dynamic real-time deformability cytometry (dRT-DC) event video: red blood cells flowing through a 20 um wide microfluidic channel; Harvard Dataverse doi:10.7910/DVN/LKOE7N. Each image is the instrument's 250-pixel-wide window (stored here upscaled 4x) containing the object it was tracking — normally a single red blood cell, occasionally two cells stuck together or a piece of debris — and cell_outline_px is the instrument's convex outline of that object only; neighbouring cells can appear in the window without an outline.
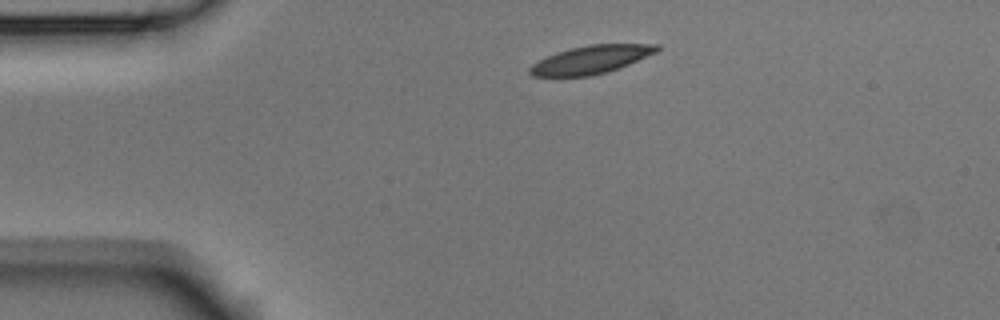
{"species": "Egyptian fruit bat (a non-hibernating species)", "species_latin": "Rousettus aegyptiacus", "temperature_condition": "room temperature", "stored_images_in_passage": 2, "camera_frame_rate_fps": 3000, "um_per_image_px": 0.085, "animal": {"sex": "male"}, "frame": {"image": 1, "passage_image": 1, "time_ms": 0.0, "image_size_px": [1000, 320], "cell_outline_px": [[660, 48], [656, 52], [628, 64], [592, 76], [532, 76], [528, 72], [528, 68], [532, 64], [556, 52], [588, 44], [660, 44]], "centroid_in_image_um": [50.21, 5.06], "position_along_channel_um": 34.8, "area_um2": 20.52}}